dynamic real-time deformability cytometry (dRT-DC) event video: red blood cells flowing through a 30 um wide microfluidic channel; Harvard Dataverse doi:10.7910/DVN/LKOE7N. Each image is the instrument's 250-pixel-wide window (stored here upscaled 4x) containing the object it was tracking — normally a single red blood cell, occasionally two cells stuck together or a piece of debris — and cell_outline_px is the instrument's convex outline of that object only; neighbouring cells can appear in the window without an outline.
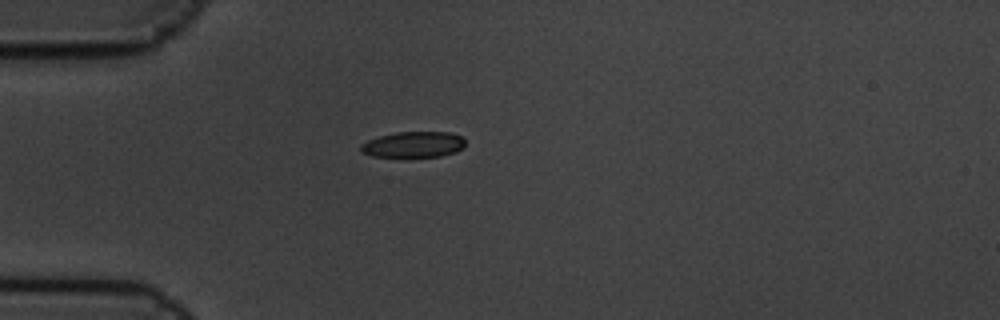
{"species": "common noctule bat (a hibernating species)", "species_latin": "Nyctalus noctula", "temperature_condition": "cold", "stored_images_in_passage": 1, "camera_frame_rate_fps": 3000, "um_per_image_px": 0.085, "animal": {"sex": "male", "body_mass_g": 19.5, "forearm_length_mm": 54.6}, "frame": {"image": 1, "passage_image": 1, "time_ms": 0.0, "image_size_px": [1000, 320], "cell_outline_px": [[464, 148], [456, 152], [440, 156], [372, 156], [360, 152], [360, 144], [368, 140], [380, 136], [396, 132], [452, 132], [460, 136], [464, 140]], "centroid_in_image_um": [35.14, 12.28], "position_along_channel_um": 49.9, "area_um2": 15.66}}